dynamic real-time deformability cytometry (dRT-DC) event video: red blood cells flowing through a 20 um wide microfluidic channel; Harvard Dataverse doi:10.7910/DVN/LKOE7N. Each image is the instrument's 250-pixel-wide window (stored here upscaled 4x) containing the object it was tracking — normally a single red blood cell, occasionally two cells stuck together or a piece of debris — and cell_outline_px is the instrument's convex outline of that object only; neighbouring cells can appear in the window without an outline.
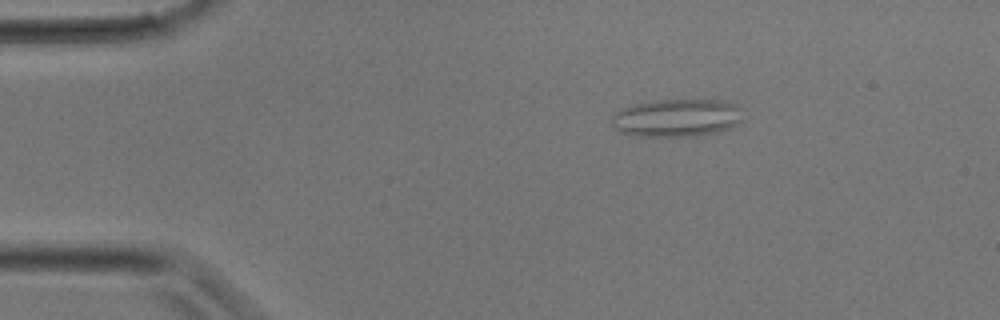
{"species": "common noctule bat (a hibernating species)", "species_latin": "Nyctalus noctula", "temperature_condition": "room temperature", "stored_images_in_passage": 30, "segment_of_instrument_passage": [1, 2], "camera_frame_rate_fps": 3000, "um_per_image_px": 0.085, "animal": {"sex": "male", "body_mass_g": 17.9}, "frame": {"image": 1, "passage_image": 5, "time_ms": 1.333, "image_size_px": [1000, 320], "cell_outline_px": [[744, 120], [740, 124], [716, 132], [692, 136], [632, 136], [620, 132], [612, 124], [612, 112], [620, 108], [632, 104], [652, 100], [716, 96], [728, 100], [736, 104], [740, 108]], "centroid_in_image_um": [57.59, 9.94], "position_along_channel_um": 27.4, "area_um2": 30.58}}